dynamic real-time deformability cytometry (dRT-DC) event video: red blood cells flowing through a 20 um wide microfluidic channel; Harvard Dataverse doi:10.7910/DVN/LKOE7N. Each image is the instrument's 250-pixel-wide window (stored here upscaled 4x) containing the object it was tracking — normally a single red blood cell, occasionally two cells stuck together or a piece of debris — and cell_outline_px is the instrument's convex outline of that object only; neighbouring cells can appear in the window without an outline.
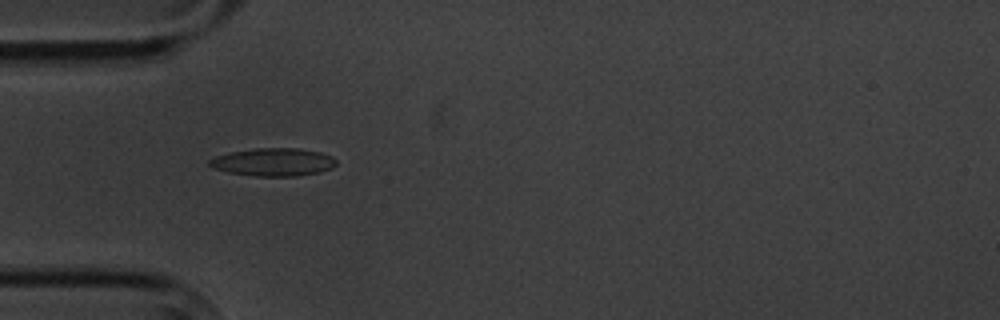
{"species": "common noctule bat (a hibernating species)", "species_latin": "Nyctalus noctula", "temperature_condition": "cold", "stored_images_in_passage": 6, "camera_frame_rate_fps": 3000, "um_per_image_px": 0.085, "animal": {"sex": "male", "body_mass_g": 20.1, "forearm_length_mm": 53.5}, "frame": {"image": 1, "passage_image": 5, "time_ms": 4.667, "image_size_px": [1000, 320], "cell_outline_px": [[336, 164], [332, 168], [320, 172], [296, 176], [256, 176], [228, 172], [212, 168], [208, 164], [208, 160], [216, 156], [232, 152], [256, 148], [296, 148], [320, 152], [332, 156], [336, 160]], "centroid_in_image_um": [23.24, 13.78], "position_along_channel_um": 61.8, "area_um2": 20.58}}
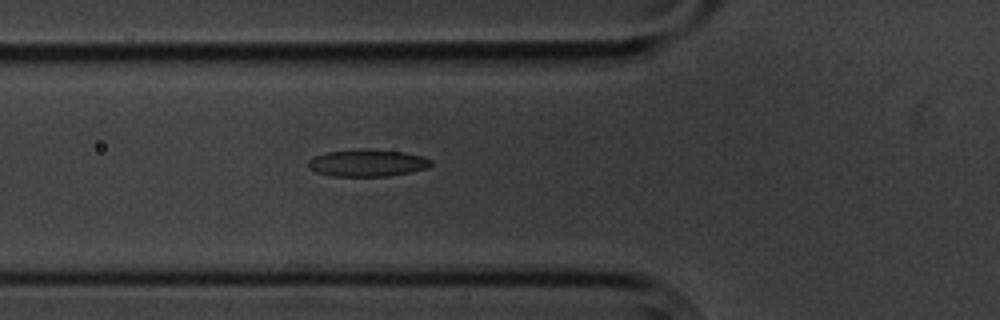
{"frame": {"image": 2, "passage_image": 6, "time_ms": 5.667, "image_size_px": [1000, 320], "cell_outline_px": [[432, 164], [428, 168], [412, 172], [388, 176], [332, 176], [316, 172], [308, 168], [308, 160], [312, 156], [324, 152], [364, 148], [368, 148], [404, 152], [420, 156], [432, 160]], "centroid_in_image_um": [31.19, 13.84], "position_along_channel_um": 94.6, "area_um2": 19.71}}